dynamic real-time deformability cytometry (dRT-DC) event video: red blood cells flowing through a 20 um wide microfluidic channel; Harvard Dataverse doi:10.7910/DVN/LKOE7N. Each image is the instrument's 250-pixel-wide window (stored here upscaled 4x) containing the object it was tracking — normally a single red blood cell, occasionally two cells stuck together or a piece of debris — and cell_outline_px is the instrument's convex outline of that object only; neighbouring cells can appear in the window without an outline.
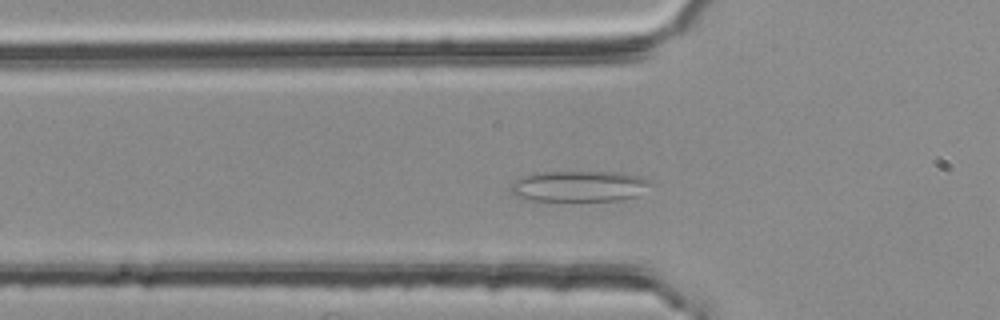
{"species": "common noctule bat (a hibernating species)", "species_latin": "Nyctalus noctula", "temperature_condition": "room temperature", "stored_images_in_passage": 24, "camera_frame_rate_fps": 3000, "um_per_image_px": 0.085, "animal": {"sex": "female", "body_mass_g": 25.1}, "frame": {"image": 1, "passage_image": 12, "time_ms": 3.667, "image_size_px": [1000, 320], "cell_outline_px": [[656, 184], [636, 196], [620, 200], [532, 200], [512, 196], [508, 188], [516, 180], [524, 176], [536, 172], [620, 172], [640, 176], [652, 180]], "centroid_in_image_um": [49.27, 15.82], "position_along_channel_um": 76.5, "area_um2": 25.43}}
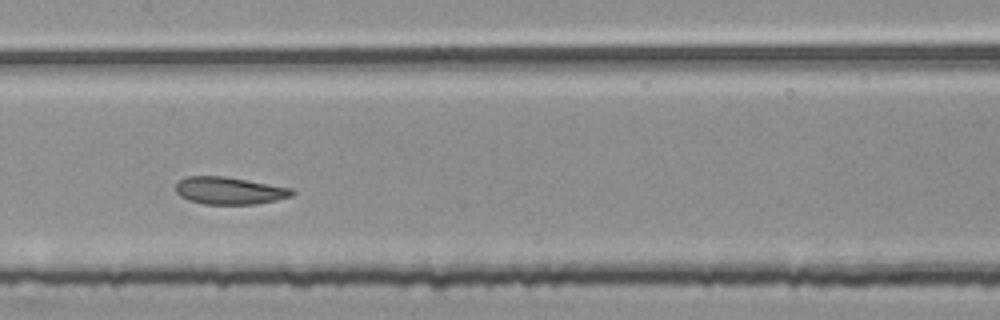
{"frame": {"image": 2, "passage_image": 21, "time_ms": 6.667, "image_size_px": [1000, 320], "cell_outline_px": [[296, 192], [292, 196], [276, 200], [256, 204], [204, 204], [188, 200], [180, 196], [176, 192], [176, 184], [180, 180], [188, 176], [224, 176], [292, 188]], "centroid_in_image_um": [19.5, 16.21], "position_along_channel_um": 187.9, "area_um2": 18.5}}
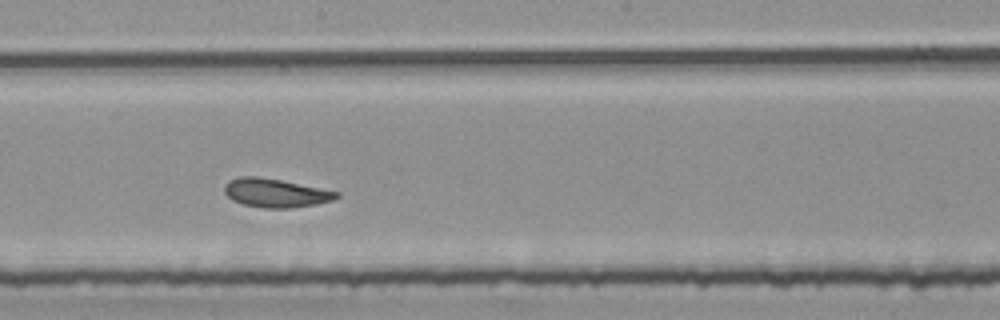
{"frame": {"image": 3, "passage_image": 24, "time_ms": 7.667, "image_size_px": [1000, 320], "cell_outline_px": [[340, 196], [332, 200], [316, 204], [292, 208], [264, 208], [244, 204], [232, 200], [224, 192], [224, 184], [228, 180], [240, 176], [256, 176], [280, 180], [340, 192]], "centroid_in_image_um": [23.4, 16.4], "position_along_channel_um": 224.8, "area_um2": 18.67}}